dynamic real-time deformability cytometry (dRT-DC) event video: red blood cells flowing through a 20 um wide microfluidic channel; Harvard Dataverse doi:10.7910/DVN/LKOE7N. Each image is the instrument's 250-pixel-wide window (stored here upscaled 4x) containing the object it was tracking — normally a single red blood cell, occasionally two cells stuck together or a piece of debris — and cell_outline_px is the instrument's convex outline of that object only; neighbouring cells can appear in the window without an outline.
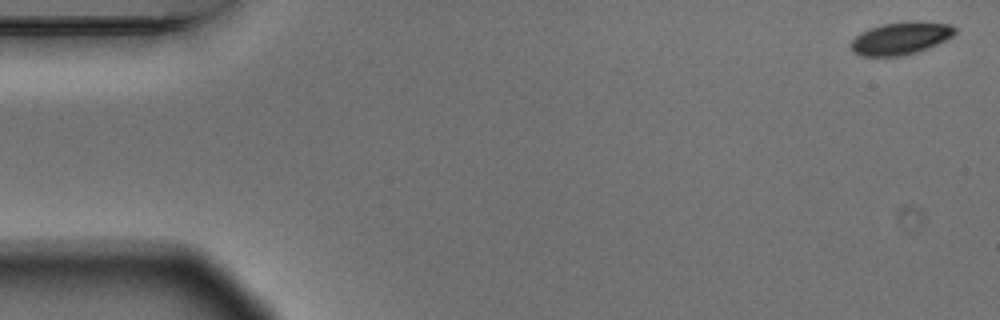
{"species": "Egyptian fruit bat (a non-hibernating species)", "species_latin": "Rousettus aegyptiacus", "temperature_condition": "warm", "stored_images_in_passage": 6, "segment_of_instrument_passage": [2, 2], "camera_frame_rate_fps": 3000, "um_per_image_px": 0.085, "animal": {"sex": "male"}, "frame": {"image": 1, "passage_image": 6, "time_ms": 1.667, "image_size_px": [1000, 320], "cell_outline_px": [[956, 32], [952, 36], [928, 48], [916, 52], [900, 56], [860, 56], [852, 52], [852, 40], [860, 32], [884, 24], [952, 24], [956, 28]], "centroid_in_image_um": [76.51, 3.31], "position_along_channel_um": 8.5, "area_um2": 18.67}}